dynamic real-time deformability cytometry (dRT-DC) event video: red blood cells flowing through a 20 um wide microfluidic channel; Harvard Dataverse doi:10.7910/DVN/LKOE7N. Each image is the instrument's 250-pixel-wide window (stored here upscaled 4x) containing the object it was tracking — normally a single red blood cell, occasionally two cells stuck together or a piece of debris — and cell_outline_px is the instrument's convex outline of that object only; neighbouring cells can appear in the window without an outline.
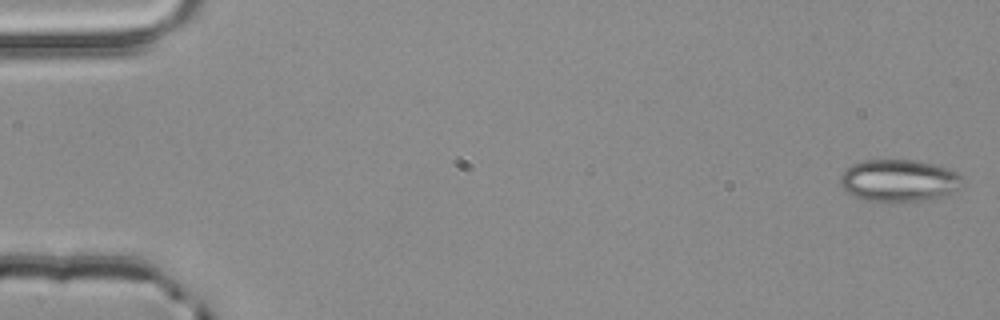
{"species": "common noctule bat (a hibernating species)", "species_latin": "Nyctalus noctula", "temperature_condition": "room temperature", "stored_images_in_passage": 3, "camera_frame_rate_fps": 3000, "um_per_image_px": 0.085, "animal": {"sex": "male", "body_mass_g": 20.4}, "frame": {"image": 1, "passage_image": 1, "time_ms": 0.0, "image_size_px": [1000, 320], "cell_outline_px": [[964, 184], [960, 188], [952, 192], [920, 200], [864, 200], [852, 196], [844, 192], [840, 184], [840, 176], [852, 164], [864, 160], [916, 160], [932, 164], [956, 172], [964, 180]], "centroid_in_image_um": [76.36, 15.33], "position_along_channel_um": 8.6, "area_um2": 29.48}}